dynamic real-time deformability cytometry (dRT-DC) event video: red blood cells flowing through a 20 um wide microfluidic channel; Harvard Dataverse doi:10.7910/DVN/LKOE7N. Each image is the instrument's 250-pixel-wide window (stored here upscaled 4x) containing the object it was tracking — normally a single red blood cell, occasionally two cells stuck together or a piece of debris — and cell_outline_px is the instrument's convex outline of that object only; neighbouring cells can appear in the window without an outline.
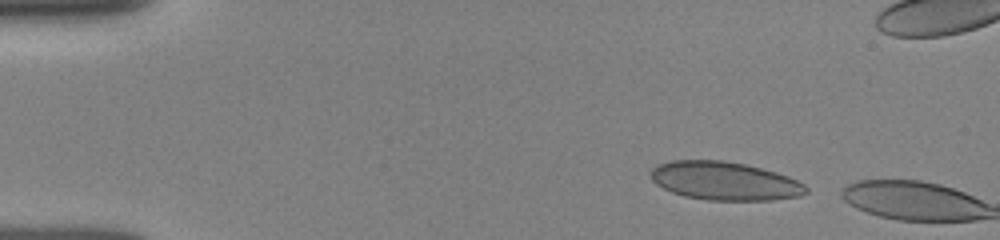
{"species": "human", "species_latin": "Homo sapiens", "temperature_condition": "room temperature", "stored_images_in_passage": 2, "camera_frame_rate_fps": 3000, "um_per_image_px": 0.085, "donor": {"sex": "female"}, "frame": {"image": 1, "passage_image": 1, "time_ms": 0.0, "image_size_px": [1000, 240], "cell_outline_px": [[808, 192], [800, 196], [772, 200], [708, 200], [684, 196], [672, 192], [656, 184], [652, 180], [652, 168], [660, 164], [672, 160], [724, 160], [744, 164], [776, 172], [788, 176], [804, 184], [808, 188]], "centroid_in_image_um": [61.62, 15.38], "position_along_channel_um": 23.4, "area_um2": 34.62}}